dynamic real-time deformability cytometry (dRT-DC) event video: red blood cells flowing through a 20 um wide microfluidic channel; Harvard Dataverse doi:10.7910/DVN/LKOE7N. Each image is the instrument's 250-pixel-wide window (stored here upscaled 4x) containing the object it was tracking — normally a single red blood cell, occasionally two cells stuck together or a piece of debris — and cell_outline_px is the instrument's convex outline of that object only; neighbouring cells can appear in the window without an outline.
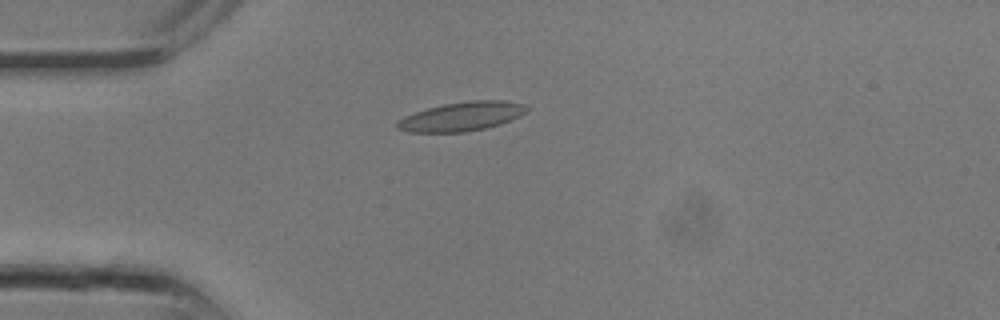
{"species": "common noctule bat (a hibernating species)", "species_latin": "Nyctalus noctula", "temperature_condition": "room temperature", "stored_images_in_passage": 7, "camera_frame_rate_fps": 3000, "um_per_image_px": 0.085, "animal": {"sex": "male", "body_mass_g": 13.3}, "frame": {"image": 1, "passage_image": 1, "time_ms": 0.0, "image_size_px": [1000, 320], "cell_outline_px": [[528, 108], [520, 116], [500, 124], [484, 128], [464, 132], [408, 132], [396, 128], [396, 124], [404, 116], [428, 108], [444, 104], [472, 100], [504, 100], [524, 104]], "centroid_in_image_um": [39.24, 9.9], "position_along_channel_um": 45.8, "area_um2": 21.68}}
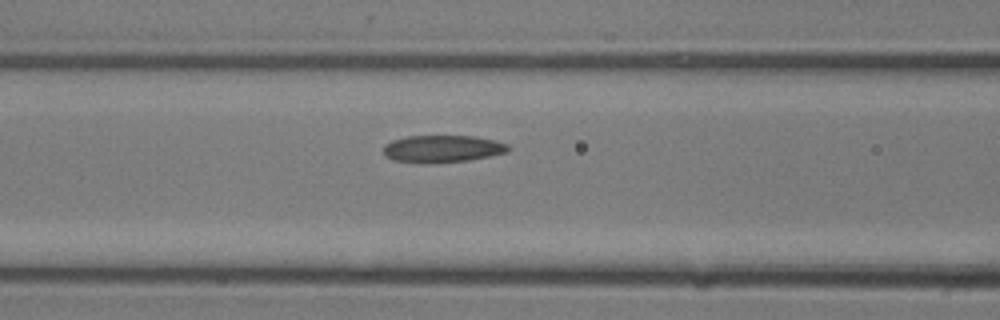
{"frame": {"image": 2, "passage_image": 5, "time_ms": 1.333, "image_size_px": [1000, 320], "cell_outline_px": [[512, 148], [508, 152], [468, 160], [432, 164], [420, 164], [392, 160], [384, 156], [384, 144], [392, 140], [408, 136], [476, 136], [496, 140], [508, 144]], "centroid_in_image_um": [37.6, 12.66], "position_along_channel_um": 129.0, "area_um2": 20.23}}
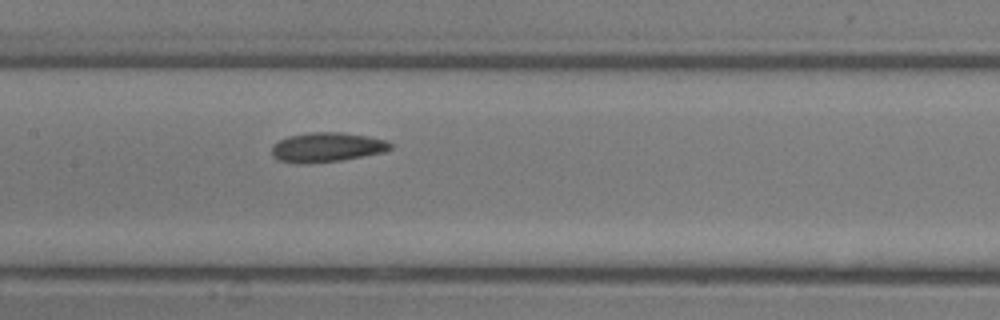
{"frame": {"image": 3, "passage_image": 7, "time_ms": 2.0, "image_size_px": [1000, 320], "cell_outline_px": [[392, 148], [384, 152], [340, 160], [308, 164], [296, 164], [276, 160], [272, 156], [272, 144], [288, 136], [312, 132], [340, 132], [368, 136], [384, 140], [392, 144]], "centroid_in_image_um": [27.73, 12.53], "position_along_channel_um": 179.7, "area_um2": 20.52}}